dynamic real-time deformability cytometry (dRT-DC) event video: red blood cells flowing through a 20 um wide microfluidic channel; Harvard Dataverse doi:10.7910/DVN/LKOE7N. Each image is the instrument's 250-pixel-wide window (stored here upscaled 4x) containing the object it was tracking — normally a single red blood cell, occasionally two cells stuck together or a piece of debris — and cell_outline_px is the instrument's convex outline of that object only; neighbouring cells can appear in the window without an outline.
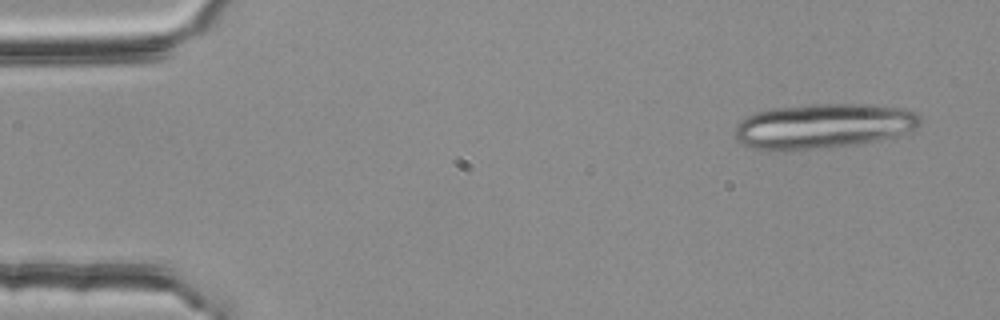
{"species": "common noctule bat (a hibernating species)", "species_latin": "Nyctalus noctula", "temperature_condition": "room temperature", "stored_images_in_passage": 18, "camera_frame_rate_fps": 3000, "um_per_image_px": 0.085, "animal": {"sex": "female", "body_mass_g": 25.1}, "frame": {"image": 1, "passage_image": 3, "time_ms": 0.667, "image_size_px": [1000, 320], "cell_outline_px": [[920, 124], [912, 128], [892, 136], [876, 140], [856, 144], [820, 148], [752, 148], [740, 144], [736, 136], [736, 124], [740, 120], [756, 112], [772, 108], [812, 104], [868, 104], [904, 108], [916, 112], [920, 116]], "centroid_in_image_um": [69.97, 10.67], "position_along_channel_um": 15.0, "area_um2": 47.45}}